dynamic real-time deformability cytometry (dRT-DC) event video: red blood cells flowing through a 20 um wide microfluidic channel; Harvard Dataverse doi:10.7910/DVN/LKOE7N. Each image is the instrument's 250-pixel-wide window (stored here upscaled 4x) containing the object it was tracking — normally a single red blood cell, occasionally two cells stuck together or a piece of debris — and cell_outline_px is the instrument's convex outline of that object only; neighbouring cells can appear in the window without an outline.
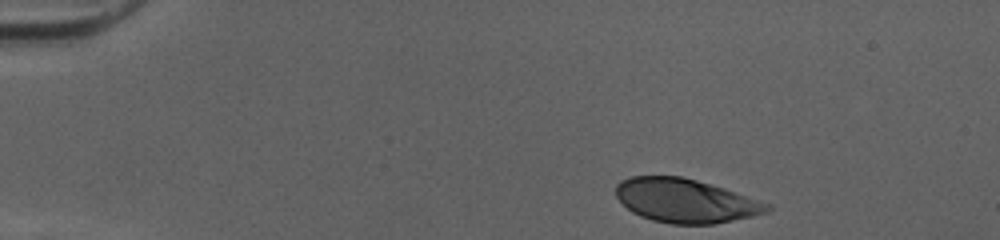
{"species": "human", "species_latin": "Homo sapiens", "temperature_condition": "cold", "stored_images_in_passage": 36, "camera_frame_rate_fps": 3000, "um_per_image_px": 0.085, "donor": {"sex": "female"}, "frame": {"image": 1, "passage_image": 1, "time_ms": 0.0, "image_size_px": [1000, 240], "cell_outline_px": [[772, 208], [768, 212], [752, 216], [712, 224], [672, 224], [652, 220], [640, 216], [632, 212], [616, 196], [616, 184], [620, 180], [632, 176], [680, 176], [696, 180], [724, 188], [772, 204]], "centroid_in_image_um": [58.27, 17.06], "position_along_channel_um": 26.7, "area_um2": 38.55}}
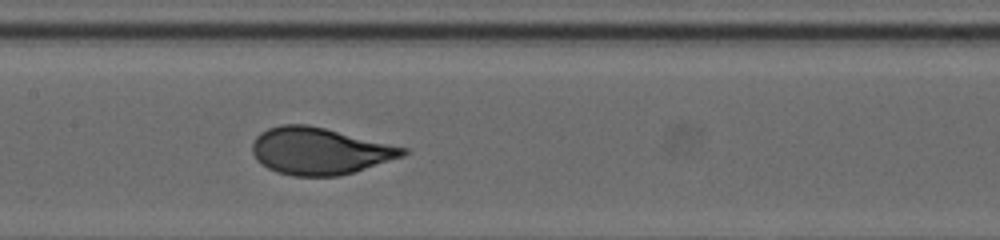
{"frame": {"image": 2, "passage_image": 19, "time_ms": 6.0, "image_size_px": [1000, 240], "cell_outline_px": [[408, 152], [404, 156], [352, 172], [336, 176], [292, 176], [276, 172], [268, 168], [256, 160], [252, 152], [252, 144], [256, 136], [260, 132], [268, 128], [280, 124], [308, 124], [408, 148]], "centroid_in_image_um": [27.13, 12.83], "position_along_channel_um": 180.3, "area_um2": 41.1}}
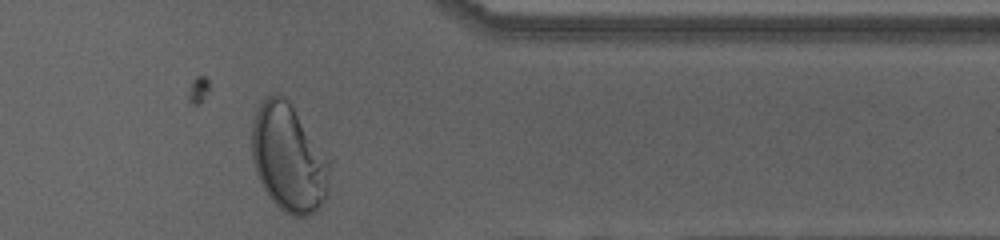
{"frame": {"image": 3, "passage_image": 35, "time_ms": 11.333, "image_size_px": [1000, 240], "cell_outline_px": [[332, 160], [328, 192], [324, 200], [316, 212], [304, 216], [292, 216], [284, 212], [268, 196], [256, 172], [252, 160], [252, 124], [256, 112], [260, 104], [268, 96], [276, 92], [284, 96], [292, 104], [332, 156]], "centroid_in_image_um": [24.61, 13.41], "position_along_channel_um": 386.8, "area_um2": 50.11}, "authors_computed_cell_mechanics": {"area_um2": 40.8646, "velocity_mm_per_s": 4.0361, "shape_relaxation_time_tau1_ms": 4.2281, "shape_relaxation_time_tau2_ms": null, "deformation_change_tau1": 0.1944, "deformation_change_tau2": null}}